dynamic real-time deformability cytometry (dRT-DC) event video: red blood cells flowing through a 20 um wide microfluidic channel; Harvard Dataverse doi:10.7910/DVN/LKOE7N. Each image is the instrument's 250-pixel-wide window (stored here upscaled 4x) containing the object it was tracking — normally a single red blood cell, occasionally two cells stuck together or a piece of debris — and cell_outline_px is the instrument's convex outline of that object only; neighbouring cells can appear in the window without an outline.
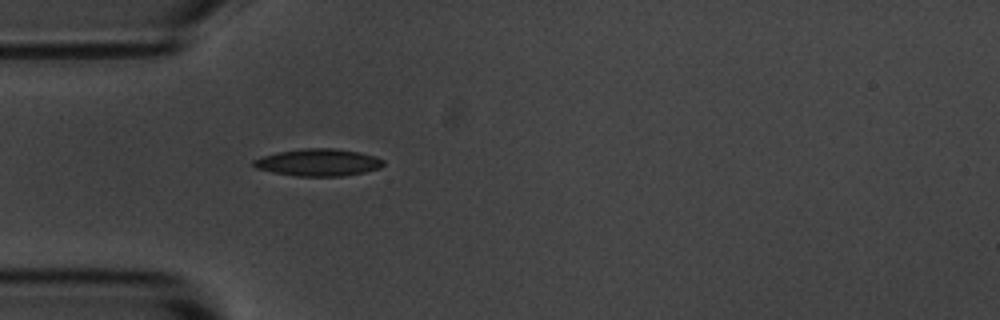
{"species": "common noctule bat (a hibernating species)", "species_latin": "Nyctalus noctula", "temperature_condition": "room temperature", "stored_images_in_passage": 4, "camera_frame_rate_fps": 3000, "um_per_image_px": 0.085, "animal": {"sex": "male", "body_mass_g": 20.1, "forearm_length_mm": 53.5}, "frame": {"image": 1, "passage_image": 4, "time_ms": 4.333, "image_size_px": [1000, 320], "cell_outline_px": [[384, 164], [380, 168], [364, 172], [344, 176], [296, 176], [272, 172], [256, 168], [252, 164], [252, 160], [260, 156], [276, 152], [304, 148], [332, 148], [360, 152], [376, 156], [384, 160]], "centroid_in_image_um": [27.04, 13.8], "position_along_channel_um": 58.0, "area_um2": 20.75}}